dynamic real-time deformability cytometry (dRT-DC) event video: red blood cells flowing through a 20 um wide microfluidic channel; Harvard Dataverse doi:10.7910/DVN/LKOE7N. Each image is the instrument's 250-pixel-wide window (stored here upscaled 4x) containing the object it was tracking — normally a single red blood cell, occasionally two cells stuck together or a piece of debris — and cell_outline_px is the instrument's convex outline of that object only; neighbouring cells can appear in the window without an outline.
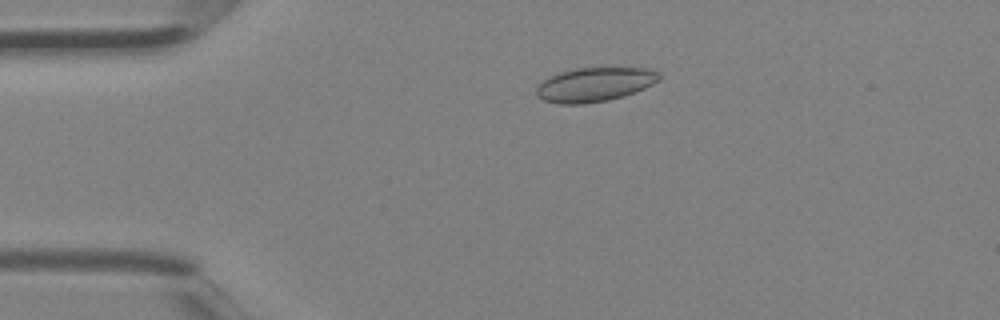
{"species": "Egyptian fruit bat (a non-hibernating species)", "species_latin": "Rousettus aegyptiacus", "temperature_condition": "room temperature", "stored_images_in_passage": 40, "camera_frame_rate_fps": 3000, "um_per_image_px": 0.085, "animal": {"sex": "female"}, "frame": {"image": 1, "passage_image": 8, "time_ms": 2.333, "image_size_px": [1000, 320], "cell_outline_px": [[660, 80], [644, 88], [624, 96], [608, 100], [584, 104], [560, 104], [544, 100], [536, 96], [536, 84], [548, 76], [560, 72], [576, 68], [652, 68], [660, 72]], "centroid_in_image_um": [50.52, 7.18], "position_along_channel_um": 34.5, "area_um2": 24.68}}
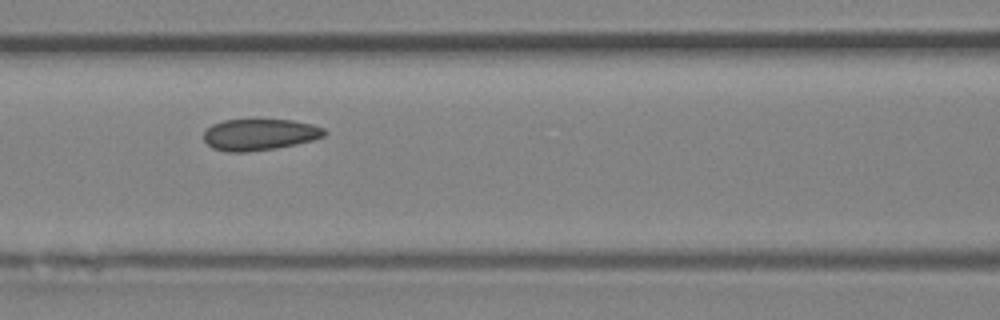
{"frame": {"image": 2, "passage_image": 17, "time_ms": 5.333, "image_size_px": [1000, 320], "cell_outline_px": [[328, 132], [324, 136], [312, 140], [296, 144], [276, 148], [248, 152], [228, 152], [212, 148], [204, 140], [204, 132], [212, 124], [224, 120], [292, 120], [312, 124], [324, 128]], "centroid_in_image_um": [22.07, 11.44], "position_along_channel_um": 144.5, "area_um2": 22.08}}
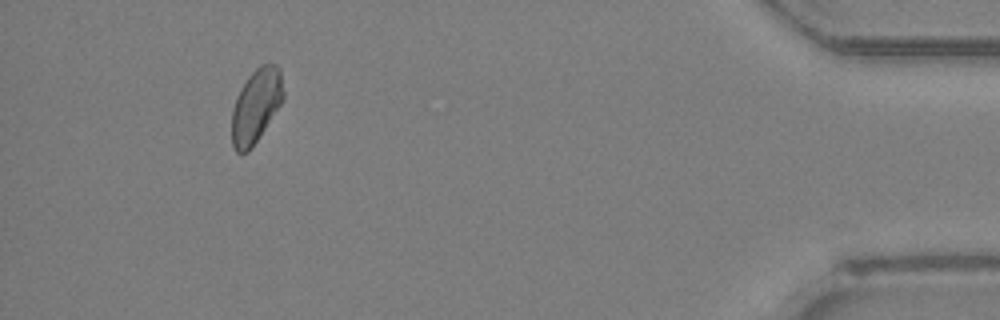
{"frame": {"image": 3, "passage_image": 37, "time_ms": 12.0, "image_size_px": [1000, 320], "cell_outline_px": [[284, 96], [280, 104], [252, 148], [248, 152], [236, 152], [232, 144], [232, 108], [236, 96], [240, 88], [248, 76], [260, 64], [276, 64], [280, 68], [284, 92]], "centroid_in_image_um": [21.75, 8.97], "position_along_channel_um": 413.5, "area_um2": 22.14}}